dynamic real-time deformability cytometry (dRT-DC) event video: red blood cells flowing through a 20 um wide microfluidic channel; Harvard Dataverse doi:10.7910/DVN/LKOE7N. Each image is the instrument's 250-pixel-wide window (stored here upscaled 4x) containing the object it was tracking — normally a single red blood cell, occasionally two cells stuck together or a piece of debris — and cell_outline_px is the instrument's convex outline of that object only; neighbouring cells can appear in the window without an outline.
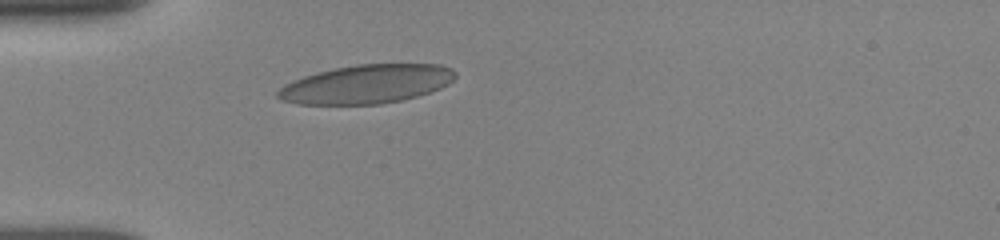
{"species": "human", "species_latin": "Homo sapiens", "temperature_condition": "room temperature", "stored_images_in_passage": 31, "camera_frame_rate_fps": 3000, "um_per_image_px": 0.085, "donor": {"sex": "female"}, "frame": {"image": 1, "passage_image": 1, "time_ms": 0.0, "image_size_px": [1000, 240], "cell_outline_px": [[456, 76], [448, 84], [440, 88], [416, 96], [400, 100], [380, 104], [300, 104], [284, 100], [276, 96], [276, 92], [284, 84], [304, 76], [316, 72], [356, 64], [440, 64], [452, 68], [456, 72]], "centroid_in_image_um": [31.17, 7.14], "position_along_channel_um": 53.8, "area_um2": 39.88}}
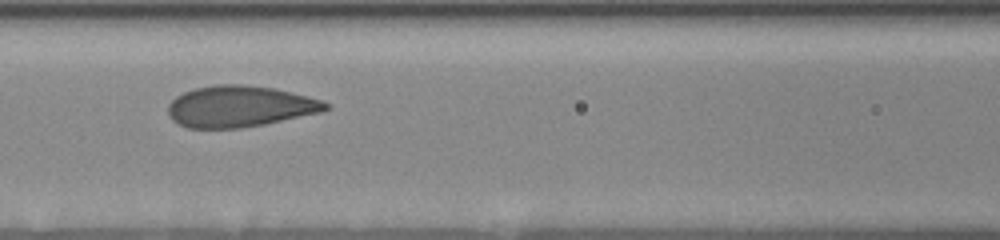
{"frame": {"image": 2, "passage_image": 21, "time_ms": 2.667, "image_size_px": [1000, 240], "cell_outline_px": [[332, 108], [324, 112], [264, 124], [240, 128], [188, 128], [176, 124], [168, 116], [168, 104], [176, 96], [184, 92], [196, 88], [216, 84], [244, 84], [276, 88], [308, 96], [320, 100], [328, 104]], "centroid_in_image_um": [20.39, 9.04], "position_along_channel_um": 146.2, "area_um2": 38.26}}
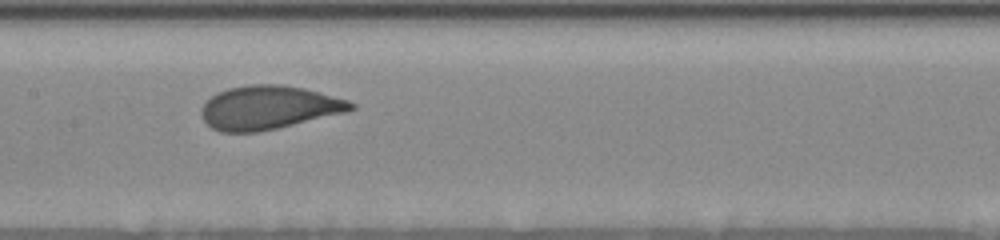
{"frame": {"image": 3, "passage_image": 30, "time_ms": 3.667, "image_size_px": [1000, 240], "cell_outline_px": [[356, 108], [344, 112], [276, 128], [256, 132], [220, 132], [212, 128], [204, 120], [200, 112], [204, 104], [212, 96], [228, 88], [248, 84], [280, 84], [304, 88], [348, 100], [356, 104]], "centroid_in_image_um": [22.82, 9.13], "position_along_channel_um": 184.6, "area_um2": 37.57}}